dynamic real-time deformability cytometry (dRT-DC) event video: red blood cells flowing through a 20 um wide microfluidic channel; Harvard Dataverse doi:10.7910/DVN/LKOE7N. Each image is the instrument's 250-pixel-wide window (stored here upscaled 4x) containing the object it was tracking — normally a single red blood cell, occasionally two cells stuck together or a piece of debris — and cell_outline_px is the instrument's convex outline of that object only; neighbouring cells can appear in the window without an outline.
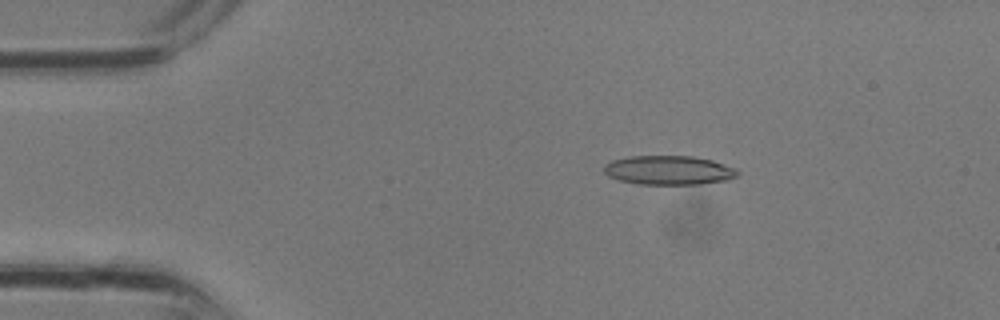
{"species": "common noctule bat (a hibernating species)", "species_latin": "Nyctalus noctula", "temperature_condition": "room temperature", "stored_images_in_passage": 3, "camera_frame_rate_fps": 3000, "um_per_image_px": 0.085, "animal": {"sex": "male", "body_mass_g": 13.3}, "frame": {"image": 1, "passage_image": 2, "time_ms": 0.333, "image_size_px": [1000, 320], "cell_outline_px": [[740, 172], [736, 176], [728, 180], [700, 184], [636, 184], [620, 180], [608, 176], [604, 172], [604, 164], [612, 160], [628, 156], [692, 156], [712, 160], [736, 168]], "centroid_in_image_um": [56.84, 14.46], "position_along_channel_um": 28.2, "area_um2": 22.77}}